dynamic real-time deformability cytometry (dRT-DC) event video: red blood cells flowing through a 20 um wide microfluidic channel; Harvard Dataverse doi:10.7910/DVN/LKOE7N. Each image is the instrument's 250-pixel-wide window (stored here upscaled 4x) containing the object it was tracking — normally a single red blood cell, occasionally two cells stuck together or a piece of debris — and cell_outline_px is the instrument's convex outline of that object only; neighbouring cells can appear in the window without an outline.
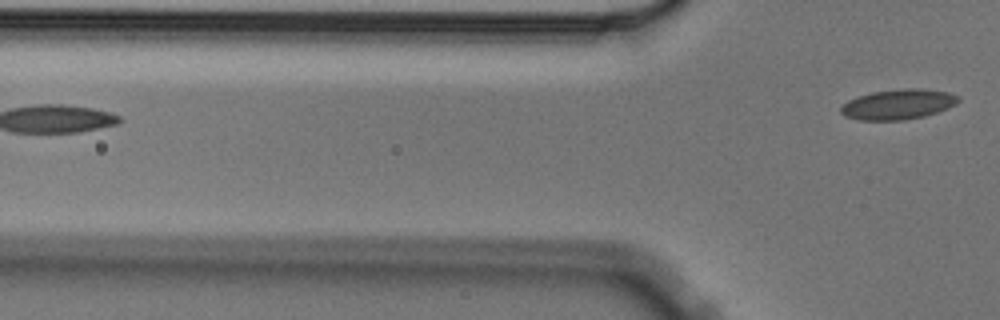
{"species": "Egyptian fruit bat (a non-hibernating species)", "species_latin": "Rousettus aegyptiacus", "temperature_condition": "cold", "stored_images_in_passage": 6, "segment_of_instrument_passage": [2, 2], "camera_frame_rate_fps": 3000, "um_per_image_px": 0.085, "animal": {"sex": "male"}, "frame": {"image": 1, "passage_image": 6, "time_ms": 1.667, "image_size_px": [1000, 320], "cell_outline_px": [[960, 100], [956, 104], [948, 108], [924, 116], [904, 120], [860, 120], [844, 116], [840, 112], [840, 108], [848, 100], [872, 92], [904, 88], [920, 88], [948, 92], [960, 96]], "centroid_in_image_um": [76.36, 8.86], "position_along_channel_um": 49.4, "area_um2": 20.63}}